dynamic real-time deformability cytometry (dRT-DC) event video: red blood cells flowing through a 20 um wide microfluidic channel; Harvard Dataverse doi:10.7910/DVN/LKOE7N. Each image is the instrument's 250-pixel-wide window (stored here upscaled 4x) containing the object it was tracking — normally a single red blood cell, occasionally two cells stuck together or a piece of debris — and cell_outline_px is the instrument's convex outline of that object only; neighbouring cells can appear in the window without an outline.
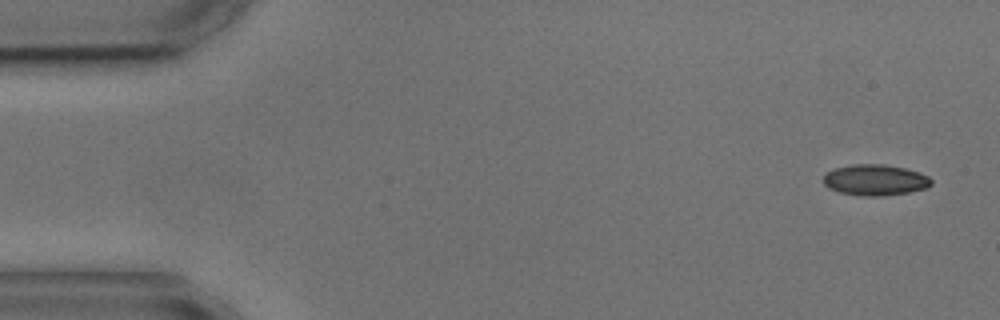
{"species": "common noctule bat (a hibernating species)", "species_latin": "Nyctalus noctula", "temperature_condition": "cold", "stored_images_in_passage": 3, "camera_frame_rate_fps": 3000, "um_per_image_px": 0.085, "animal": {"sex": "male", "body_mass_g": 17.9, "forearm_length_mm": 54.2}, "frame": {"image": 1, "passage_image": 1, "time_ms": 0.0, "image_size_px": [1000, 320], "cell_outline_px": [[932, 184], [924, 188], [908, 192], [880, 196], [860, 196], [840, 192], [828, 188], [824, 184], [824, 176], [828, 172], [836, 168], [852, 164], [884, 164], [904, 168], [920, 172], [928, 176], [932, 180]], "centroid_in_image_um": [74.39, 15.29], "position_along_channel_um": 10.6, "area_um2": 19.36}}